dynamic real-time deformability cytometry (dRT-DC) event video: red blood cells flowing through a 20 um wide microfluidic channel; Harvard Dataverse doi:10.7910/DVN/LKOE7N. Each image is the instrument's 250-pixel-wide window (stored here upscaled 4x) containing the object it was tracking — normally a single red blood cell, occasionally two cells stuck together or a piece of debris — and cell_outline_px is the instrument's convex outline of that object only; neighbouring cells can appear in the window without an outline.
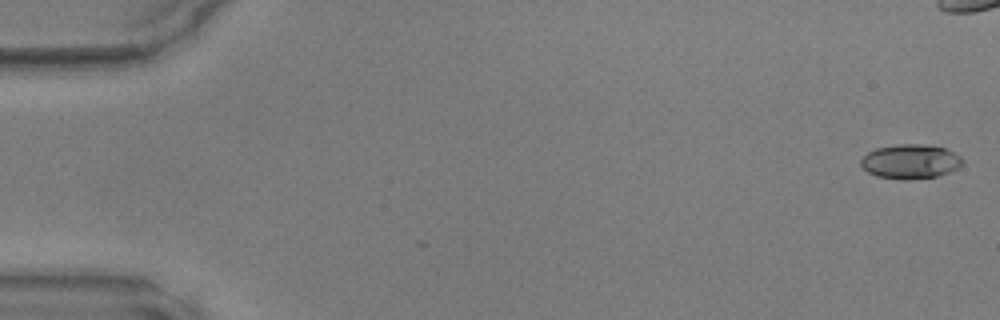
{"species": "common noctule bat (a hibernating species)", "species_latin": "Nyctalus noctula", "temperature_condition": "warm", "stored_images_in_passage": 39, "camera_frame_rate_fps": 3000, "um_per_image_px": 0.085, "animal": {"sex": "male", "body_mass_g": 17.9, "forearm_length_mm": 54.2}, "frame": {"image": 1, "passage_image": 1, "time_ms": 0.0, "image_size_px": [1000, 320], "cell_outline_px": [[964, 164], [948, 172], [936, 176], [904, 180], [876, 176], [868, 172], [860, 164], [860, 160], [868, 152], [876, 148], [900, 144], [916, 144], [944, 148], [960, 156], [964, 160]], "centroid_in_image_um": [77.37, 13.73], "position_along_channel_um": 7.6, "area_um2": 20.11}}
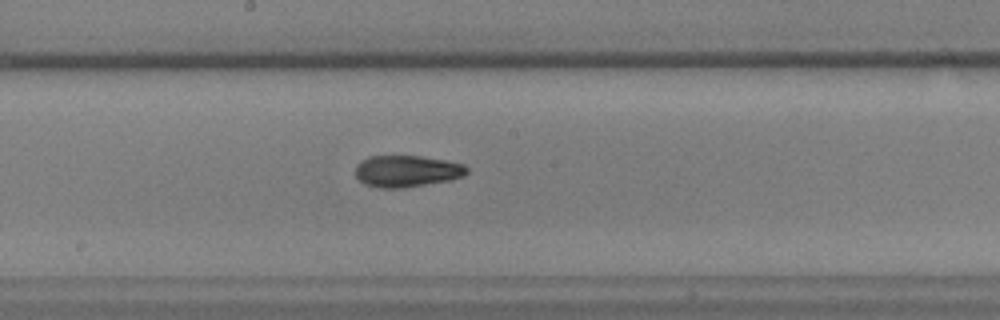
{"frame": {"image": 2, "passage_image": 26, "time_ms": 8.333, "image_size_px": [1000, 320], "cell_outline_px": [[468, 172], [464, 176], [452, 180], [404, 188], [376, 188], [364, 184], [356, 176], [356, 164], [360, 160], [368, 156], [420, 156], [444, 160], [464, 164], [468, 168]], "centroid_in_image_um": [34.57, 14.55], "position_along_channel_um": 213.6, "area_um2": 20.81}}
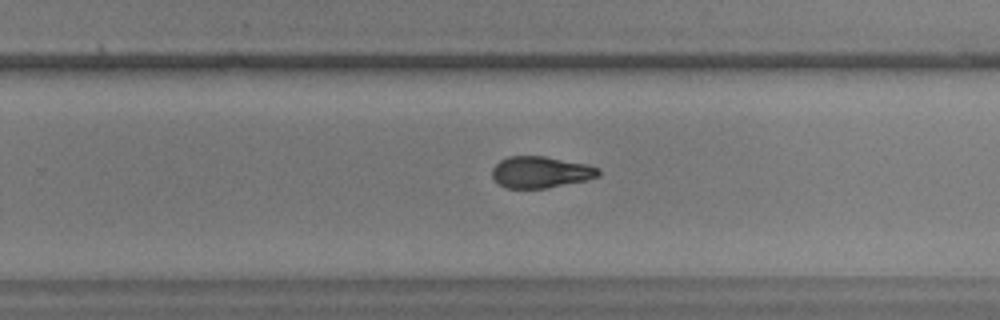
{"frame": {"image": 3, "passage_image": 31, "time_ms": 10.0, "image_size_px": [1000, 320], "cell_outline_px": [[600, 176], [588, 180], [548, 188], [504, 188], [492, 176], [492, 168], [500, 160], [508, 156], [544, 156], [588, 164], [600, 168]], "centroid_in_image_um": [45.99, 14.63], "position_along_channel_um": 283.8, "area_um2": 19.71}}